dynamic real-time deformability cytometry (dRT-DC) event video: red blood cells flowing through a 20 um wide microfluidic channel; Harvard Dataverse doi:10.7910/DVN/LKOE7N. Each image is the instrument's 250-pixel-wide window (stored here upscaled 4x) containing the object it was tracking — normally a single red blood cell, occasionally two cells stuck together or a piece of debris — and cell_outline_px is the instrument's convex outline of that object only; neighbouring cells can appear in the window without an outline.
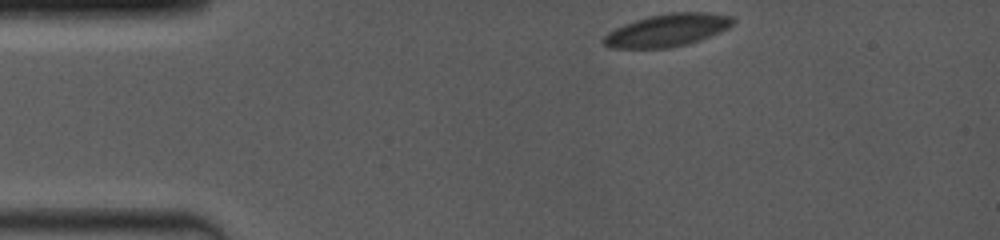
{"species": "common noctule bat (a hibernating species)", "species_latin": "Nyctalus noctula", "temperature_condition": "room temperature", "stored_images_in_passage": 9, "camera_frame_rate_fps": 4000, "um_per_image_px": 0.085, "animal": {"sex": "female", "body_mass_g": 19.0, "forearm_length_mm": 53.3}, "frame": {"image": 1, "passage_image": 1, "time_ms": 0.0, "image_size_px": [1000, 240], "cell_outline_px": [[736, 20], [728, 28], [720, 32], [700, 40], [688, 44], [668, 48], [612, 48], [604, 44], [604, 36], [608, 32], [624, 24], [648, 16], [668, 12], [708, 12], [732, 16]], "centroid_in_image_um": [56.75, 2.56], "position_along_channel_um": 28.2, "area_um2": 24.57}}
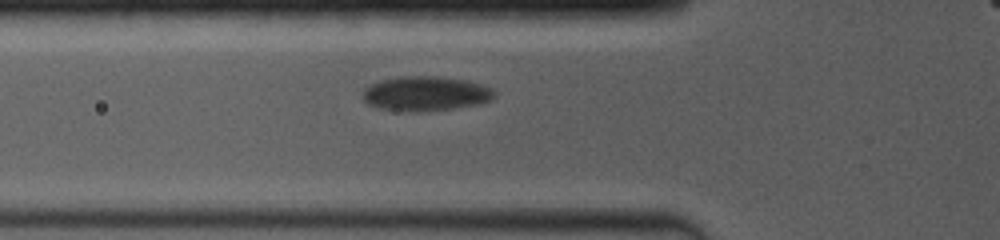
{"frame": {"image": 2, "passage_image": 6, "time_ms": 3.25, "image_size_px": [1000, 240], "cell_outline_px": [[496, 96], [492, 100], [476, 104], [452, 108], [416, 112], [380, 108], [368, 104], [364, 100], [364, 88], [380, 80], [400, 76], [436, 76], [464, 80], [480, 84], [492, 88], [496, 92]], "centroid_in_image_um": [36.19, 7.95], "position_along_channel_um": 89.6, "area_um2": 26.3}}
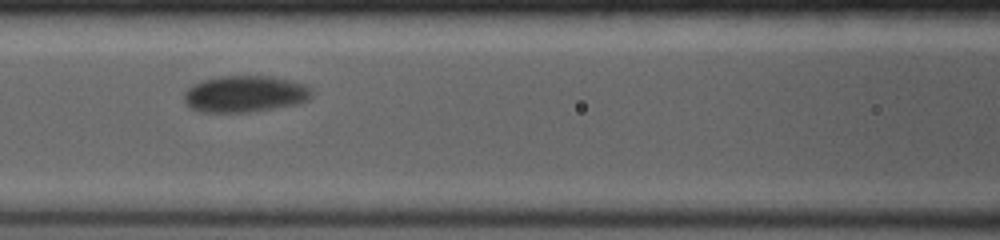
{"frame": {"image": 3, "passage_image": 8, "time_ms": 4.75, "image_size_px": [1000, 240], "cell_outline_px": [[312, 96], [308, 100], [300, 104], [248, 112], [200, 112], [188, 108], [184, 104], [184, 92], [192, 84], [204, 80], [220, 76], [268, 76], [288, 80], [304, 84], [312, 92]], "centroid_in_image_um": [20.78, 8.0], "position_along_channel_um": 145.8, "area_um2": 27.34}}